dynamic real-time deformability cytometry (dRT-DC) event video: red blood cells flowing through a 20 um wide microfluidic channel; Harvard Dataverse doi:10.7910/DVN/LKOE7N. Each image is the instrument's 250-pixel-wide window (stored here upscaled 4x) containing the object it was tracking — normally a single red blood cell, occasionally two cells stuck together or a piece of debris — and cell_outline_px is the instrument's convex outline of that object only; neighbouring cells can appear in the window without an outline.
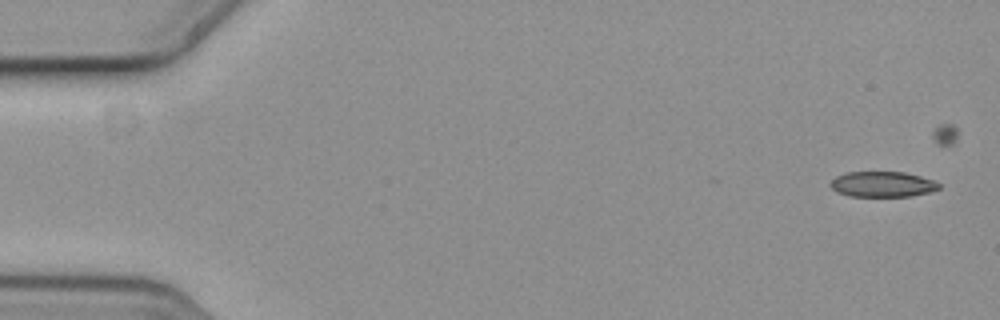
{"species": "common noctule bat (a hibernating species)", "species_latin": "Nyctalus noctula", "temperature_condition": "cold", "stored_images_in_passage": 11, "camera_frame_rate_fps": 3000, "um_per_image_px": 0.085, "animal": {"sex": "female", "body_mass_g": 19.3, "forearm_length_mm": 54.1}, "frame": {"image": 1, "passage_image": 1, "time_ms": 0.0, "image_size_px": [1000, 320], "cell_outline_px": [[940, 188], [928, 192], [912, 196], [848, 196], [832, 188], [828, 184], [836, 176], [848, 172], [904, 172], [920, 176], [932, 180], [940, 184]], "centroid_in_image_um": [75.0, 15.66], "position_along_channel_um": 10.0, "area_um2": 15.95}}
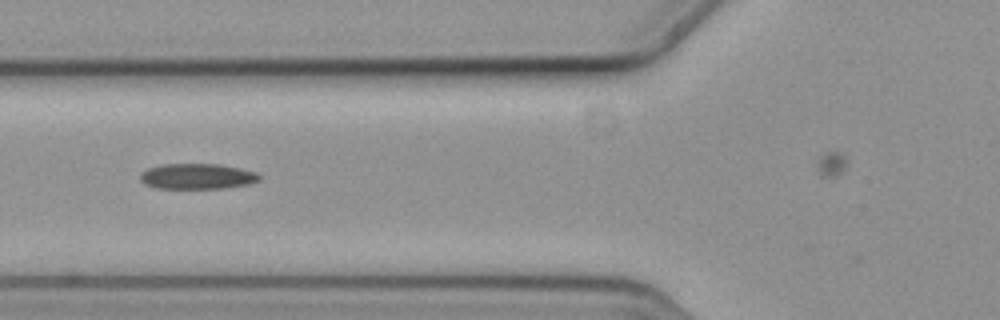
{"frame": {"image": 2, "passage_image": 6, "time_ms": 1.667, "image_size_px": [1000, 320], "cell_outline_px": [[260, 180], [248, 184], [224, 188], [156, 188], [144, 184], [140, 180], [140, 172], [148, 168], [160, 164], [216, 164], [240, 168], [256, 172], [260, 176]], "centroid_in_image_um": [16.73, 14.98], "position_along_channel_um": 109.1, "area_um2": 17.74}}
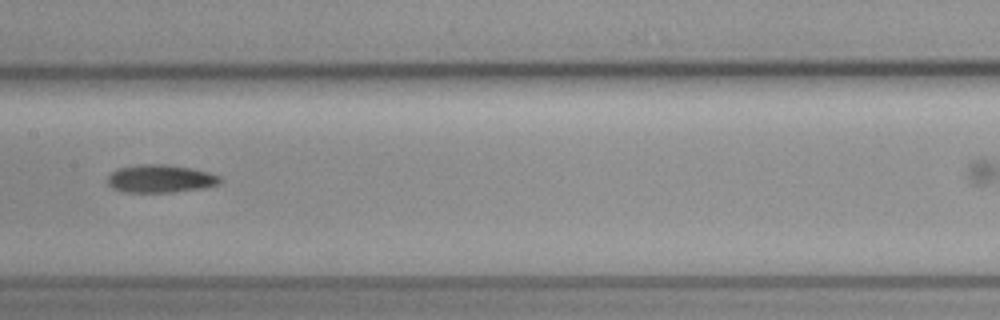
{"frame": {"image": 3, "passage_image": 8, "time_ms": 2.333, "image_size_px": [1000, 320], "cell_outline_px": [[220, 180], [216, 184], [204, 188], [172, 192], [124, 192], [112, 188], [108, 184], [108, 176], [112, 172], [120, 168], [136, 164], [168, 164], [192, 168], [208, 172], [220, 176]], "centroid_in_image_um": [13.61, 15.18], "position_along_channel_um": 193.8, "area_um2": 18.26}}